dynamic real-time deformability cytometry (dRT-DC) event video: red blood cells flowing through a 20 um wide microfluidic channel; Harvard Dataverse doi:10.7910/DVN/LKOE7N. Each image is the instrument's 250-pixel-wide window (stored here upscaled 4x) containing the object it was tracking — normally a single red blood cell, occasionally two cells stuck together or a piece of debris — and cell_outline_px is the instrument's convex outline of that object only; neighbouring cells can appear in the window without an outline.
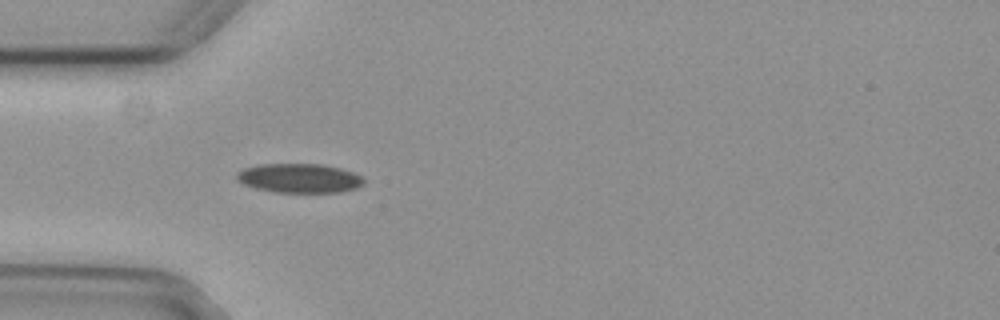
{"species": "common noctule bat (a hibernating species)", "species_latin": "Nyctalus noctula", "temperature_condition": "cold", "stored_images_in_passage": 7, "camera_frame_rate_fps": 3000, "um_per_image_px": 0.085, "animal": {"sex": "female", "body_mass_g": 29.2, "forearm_length_mm": 56.3}, "frame": {"image": 1, "passage_image": 3, "time_ms": 0.667, "image_size_px": [1000, 320], "cell_outline_px": [[364, 184], [356, 188], [340, 192], [276, 192], [256, 188], [244, 184], [236, 180], [236, 172], [244, 168], [260, 164], [324, 164], [340, 168], [364, 176]], "centroid_in_image_um": [25.46, 15.14], "position_along_channel_um": 59.5, "area_um2": 21.73}}
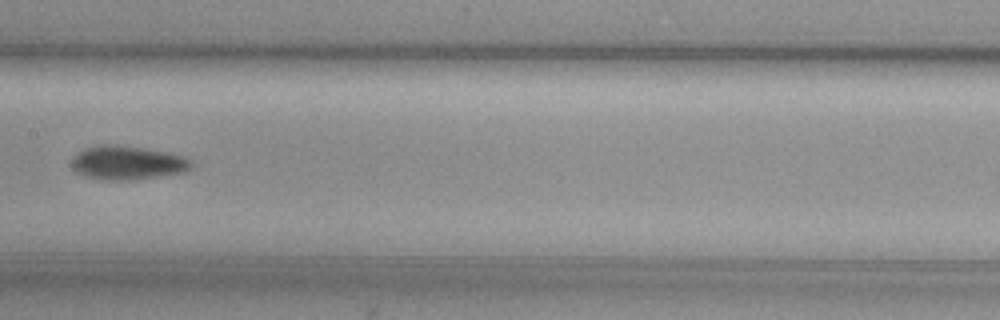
{"frame": {"image": 2, "passage_image": 6, "time_ms": 1.667, "image_size_px": [1000, 320], "cell_outline_px": [[192, 168], [184, 172], [132, 180], [100, 180], [84, 176], [76, 172], [72, 168], [72, 156], [84, 148], [96, 144], [116, 144], [144, 148], [184, 156], [192, 160]], "centroid_in_image_um": [10.78, 13.83], "position_along_channel_um": 196.6, "area_um2": 23.87}}
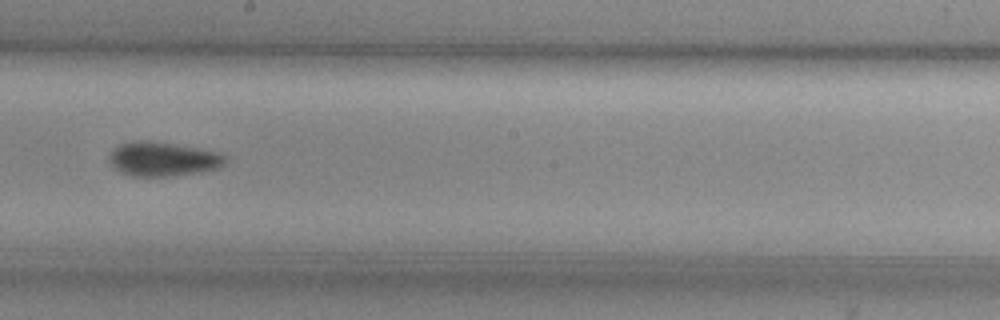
{"frame": {"image": 3, "passage_image": 7, "time_ms": 2.0, "image_size_px": [1000, 320], "cell_outline_px": [[224, 164], [216, 168], [200, 172], [168, 176], [132, 176], [120, 172], [112, 168], [108, 160], [108, 156], [112, 148], [120, 144], [136, 140], [144, 140], [172, 144], [220, 152], [224, 156]], "centroid_in_image_um": [13.75, 13.52], "position_along_channel_um": 234.4, "area_um2": 23.06}}